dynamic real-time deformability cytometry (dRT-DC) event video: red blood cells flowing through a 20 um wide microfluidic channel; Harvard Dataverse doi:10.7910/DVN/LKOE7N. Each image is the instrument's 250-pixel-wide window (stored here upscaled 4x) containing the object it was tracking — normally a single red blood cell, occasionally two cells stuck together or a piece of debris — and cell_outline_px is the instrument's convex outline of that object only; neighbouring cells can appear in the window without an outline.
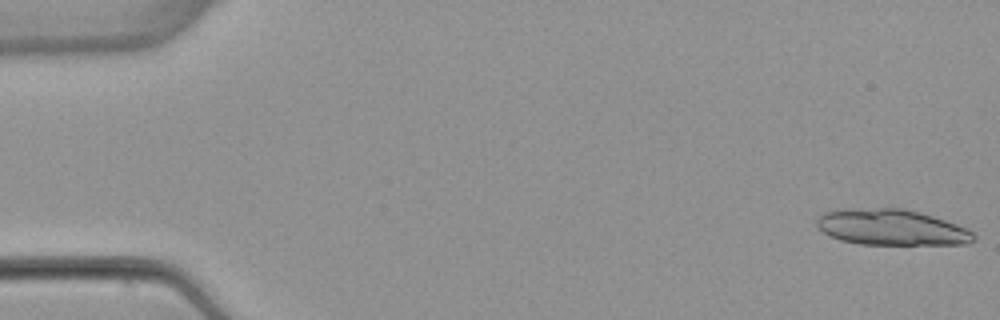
{"species": "common noctule bat (a hibernating species)", "species_latin": "Nyctalus noctula", "temperature_condition": "warm", "stored_images_in_passage": 22, "camera_frame_rate_fps": 3000, "um_per_image_px": 0.085, "animal": {"sex": "female", "body_mass_g": 22.7, "forearm_length_mm": 54.2}, "frame": {"image": 1, "passage_image": 1, "time_ms": 0.0, "image_size_px": [1000, 320], "cell_outline_px": [[976, 240], [964, 244], [860, 244], [840, 240], [824, 232], [816, 224], [816, 220], [824, 212], [876, 208], [904, 208], [920, 212], [968, 228], [976, 236]], "centroid_in_image_um": [75.84, 19.34], "position_along_channel_um": 9.2, "area_um2": 32.31}}
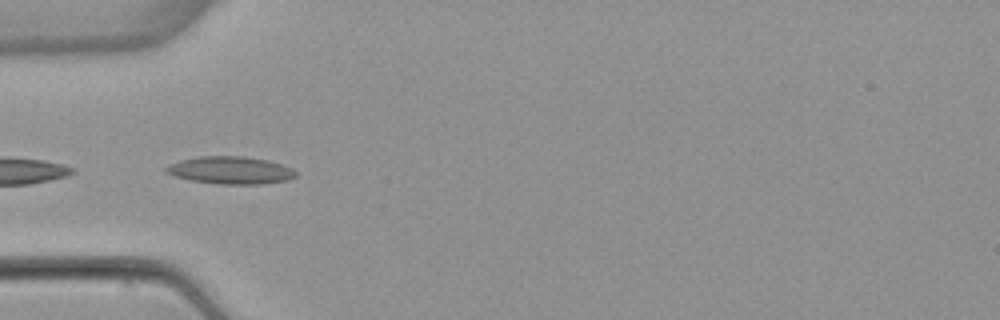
{"frame": {"image": 2, "passage_image": 17, "time_ms": 5.333, "image_size_px": [1000, 320], "cell_outline_px": [[296, 176], [288, 180], [264, 184], [220, 184], [192, 180], [172, 176], [164, 172], [164, 168], [180, 160], [200, 156], [244, 156], [268, 160], [292, 168], [296, 172]], "centroid_in_image_um": [19.59, 14.47], "position_along_channel_um": 65.4, "area_um2": 20.81}}